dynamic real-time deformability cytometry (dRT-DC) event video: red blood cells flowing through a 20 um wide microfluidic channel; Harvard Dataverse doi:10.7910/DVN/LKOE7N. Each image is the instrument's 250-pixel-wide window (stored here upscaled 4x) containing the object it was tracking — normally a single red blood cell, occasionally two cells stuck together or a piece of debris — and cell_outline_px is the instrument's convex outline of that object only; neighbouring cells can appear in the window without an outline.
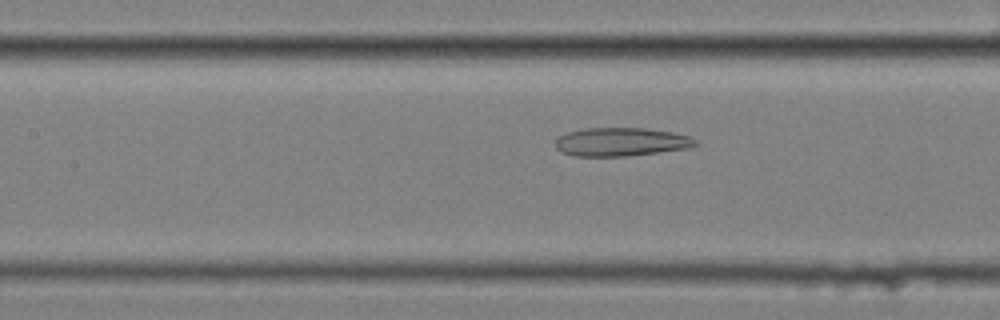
{"species": "common noctule bat (a hibernating species)", "species_latin": "Nyctalus noctula", "temperature_condition": "cold", "stored_images_in_passage": 58, "camera_frame_rate_fps": 3000, "um_per_image_px": 0.085, "animal": {"sex": "female", "body_mass_g": 25.1}, "frame": {"image": 1, "passage_image": 26, "time_ms": 8.333, "image_size_px": [1000, 320], "cell_outline_px": [[700, 144], [688, 148], [628, 156], [576, 156], [560, 152], [556, 148], [556, 140], [560, 136], [568, 132], [584, 128], [644, 128], [672, 132], [688, 136], [696, 140]], "centroid_in_image_um": [52.79, 12.06], "position_along_channel_um": 154.6, "area_um2": 23.18}}
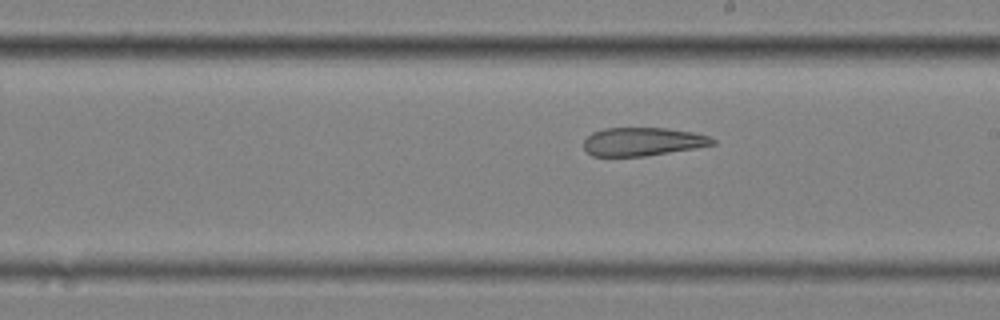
{"frame": {"image": 2, "passage_image": 33, "time_ms": 10.667, "image_size_px": [1000, 320], "cell_outline_px": [[716, 144], [696, 148], [644, 156], [592, 156], [584, 148], [584, 140], [592, 132], [604, 128], [668, 128], [692, 132], [708, 136], [716, 140]], "centroid_in_image_um": [54.63, 12.03], "position_along_channel_um": 234.4, "area_um2": 21.27}}
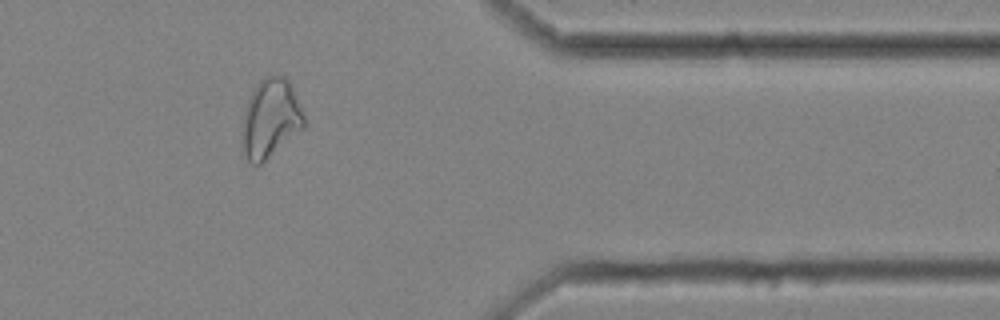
{"frame": {"image": 3, "passage_image": 48, "time_ms": 15.667, "image_size_px": [1000, 320], "cell_outline_px": [[304, 128], [260, 164], [252, 164], [248, 160], [244, 152], [244, 112], [248, 100], [252, 92], [260, 80], [264, 76], [284, 76], [288, 80], [304, 112]], "centroid_in_image_um": [23.02, 10.05], "position_along_channel_um": 388.4, "area_um2": 27.69}, "authors_computed_cell_mechanics": {"area_um2": 29.2179, "velocity_mm_per_s": 3.4309, "shape_relaxation_time_tau1_ms": null, "shape_relaxation_time_tau2_ms": 6.0235, "deformation_change_tau1": null, "deformation_change_tau2": 0.1628}}